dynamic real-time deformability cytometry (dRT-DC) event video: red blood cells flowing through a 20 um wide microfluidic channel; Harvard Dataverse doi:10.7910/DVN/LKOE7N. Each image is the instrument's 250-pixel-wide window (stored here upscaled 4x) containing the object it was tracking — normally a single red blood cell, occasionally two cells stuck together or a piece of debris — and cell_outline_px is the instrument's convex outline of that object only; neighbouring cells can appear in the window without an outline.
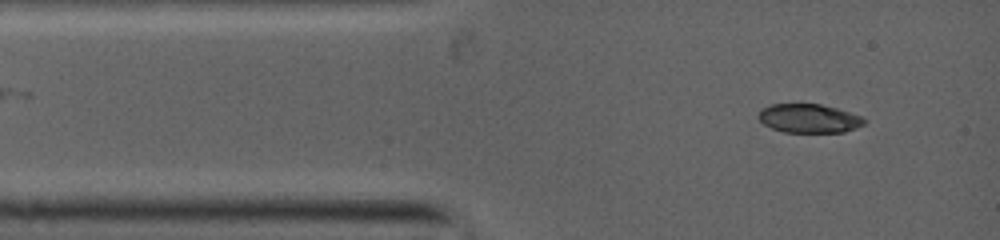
{"species": "common noctule bat (a hibernating species)", "species_latin": "Nyctalus noctula", "temperature_condition": "warm", "stored_images_in_passage": 2, "camera_frame_rate_fps": 5000, "um_per_image_px": 0.085, "animal": {"sex": "female", "body_mass_g": 19.0, "forearm_length_mm": 53.3}, "frame": {"image": 1, "passage_image": 2, "time_ms": 1.0, "image_size_px": [1000, 240], "cell_outline_px": [[864, 124], [844, 132], [784, 132], [772, 128], [764, 124], [756, 116], [768, 104], [820, 104], [836, 108], [860, 116], [864, 120]], "centroid_in_image_um": [68.72, 10.06], "position_along_channel_um": 16.3, "area_um2": 17.51}}